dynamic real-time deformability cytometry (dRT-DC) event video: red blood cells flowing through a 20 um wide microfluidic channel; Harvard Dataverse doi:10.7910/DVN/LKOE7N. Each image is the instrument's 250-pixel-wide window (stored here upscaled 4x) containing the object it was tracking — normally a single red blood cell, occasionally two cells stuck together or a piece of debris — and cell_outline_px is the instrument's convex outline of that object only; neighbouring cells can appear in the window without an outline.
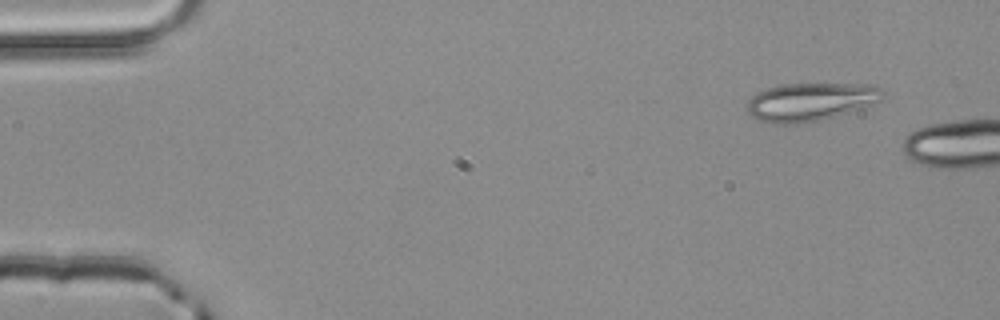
{"species": "common noctule bat (a hibernating species)", "species_latin": "Nyctalus noctula", "temperature_condition": "room temperature", "stored_images_in_passage": 4, "camera_frame_rate_fps": 3000, "um_per_image_px": 0.085, "animal": {"sex": "male", "body_mass_g": 20.4}, "frame": {"image": 1, "passage_image": 1, "time_ms": 0.0, "image_size_px": [1000, 320], "cell_outline_px": [[884, 92], [880, 100], [864, 108], [820, 120], [800, 124], [772, 124], [760, 120], [752, 116], [744, 108], [748, 100], [756, 92], [768, 88], [784, 84], [868, 84], [884, 88]], "centroid_in_image_um": [68.87, 8.66], "position_along_channel_um": 16.1, "area_um2": 30.4}}